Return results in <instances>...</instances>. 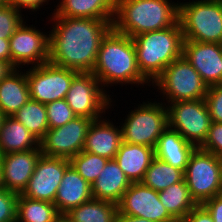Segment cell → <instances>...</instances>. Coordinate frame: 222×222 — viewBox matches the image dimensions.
<instances>
[{
    "label": "cell",
    "instance_id": "6da1fadb",
    "mask_svg": "<svg viewBox=\"0 0 222 222\" xmlns=\"http://www.w3.org/2000/svg\"><path fill=\"white\" fill-rule=\"evenodd\" d=\"M52 15L49 62L81 73H92L101 42L113 28L114 20Z\"/></svg>",
    "mask_w": 222,
    "mask_h": 222
},
{
    "label": "cell",
    "instance_id": "7a4b0ae2",
    "mask_svg": "<svg viewBox=\"0 0 222 222\" xmlns=\"http://www.w3.org/2000/svg\"><path fill=\"white\" fill-rule=\"evenodd\" d=\"M92 73L104 90L113 84L151 85L138 68L133 39L114 28L101 42Z\"/></svg>",
    "mask_w": 222,
    "mask_h": 222
},
{
    "label": "cell",
    "instance_id": "3957f363",
    "mask_svg": "<svg viewBox=\"0 0 222 222\" xmlns=\"http://www.w3.org/2000/svg\"><path fill=\"white\" fill-rule=\"evenodd\" d=\"M169 0H116L113 28L131 38L174 26L179 4Z\"/></svg>",
    "mask_w": 222,
    "mask_h": 222
},
{
    "label": "cell",
    "instance_id": "277c9868",
    "mask_svg": "<svg viewBox=\"0 0 222 222\" xmlns=\"http://www.w3.org/2000/svg\"><path fill=\"white\" fill-rule=\"evenodd\" d=\"M132 39L138 68L151 84L170 63L183 56L184 36L179 21L172 27L145 32Z\"/></svg>",
    "mask_w": 222,
    "mask_h": 222
},
{
    "label": "cell",
    "instance_id": "5b68a950",
    "mask_svg": "<svg viewBox=\"0 0 222 222\" xmlns=\"http://www.w3.org/2000/svg\"><path fill=\"white\" fill-rule=\"evenodd\" d=\"M184 40L222 44V4L219 0L179 2Z\"/></svg>",
    "mask_w": 222,
    "mask_h": 222
},
{
    "label": "cell",
    "instance_id": "8992f818",
    "mask_svg": "<svg viewBox=\"0 0 222 222\" xmlns=\"http://www.w3.org/2000/svg\"><path fill=\"white\" fill-rule=\"evenodd\" d=\"M152 86L157 87L167 103L205 99L208 90L199 73L184 56L170 63Z\"/></svg>",
    "mask_w": 222,
    "mask_h": 222
},
{
    "label": "cell",
    "instance_id": "52a82bcc",
    "mask_svg": "<svg viewBox=\"0 0 222 222\" xmlns=\"http://www.w3.org/2000/svg\"><path fill=\"white\" fill-rule=\"evenodd\" d=\"M142 103L131 109L121 123L122 141L155 148L158 138L168 127L166 103L155 100Z\"/></svg>",
    "mask_w": 222,
    "mask_h": 222
},
{
    "label": "cell",
    "instance_id": "ba28073f",
    "mask_svg": "<svg viewBox=\"0 0 222 222\" xmlns=\"http://www.w3.org/2000/svg\"><path fill=\"white\" fill-rule=\"evenodd\" d=\"M184 180L198 205L222 194V158L195 148L184 171Z\"/></svg>",
    "mask_w": 222,
    "mask_h": 222
},
{
    "label": "cell",
    "instance_id": "9c48e42d",
    "mask_svg": "<svg viewBox=\"0 0 222 222\" xmlns=\"http://www.w3.org/2000/svg\"><path fill=\"white\" fill-rule=\"evenodd\" d=\"M167 104L168 127L178 131L196 148L200 147L207 137L212 122L205 99Z\"/></svg>",
    "mask_w": 222,
    "mask_h": 222
},
{
    "label": "cell",
    "instance_id": "30bf717a",
    "mask_svg": "<svg viewBox=\"0 0 222 222\" xmlns=\"http://www.w3.org/2000/svg\"><path fill=\"white\" fill-rule=\"evenodd\" d=\"M102 88L100 81L93 73L79 72L72 80L66 95V102L76 116L92 120L103 118L109 107H112L111 96Z\"/></svg>",
    "mask_w": 222,
    "mask_h": 222
},
{
    "label": "cell",
    "instance_id": "8fae6325",
    "mask_svg": "<svg viewBox=\"0 0 222 222\" xmlns=\"http://www.w3.org/2000/svg\"><path fill=\"white\" fill-rule=\"evenodd\" d=\"M78 71L60 67L49 61L38 66H31L26 71L30 99L47 104L65 99L73 78Z\"/></svg>",
    "mask_w": 222,
    "mask_h": 222
},
{
    "label": "cell",
    "instance_id": "7c38bea8",
    "mask_svg": "<svg viewBox=\"0 0 222 222\" xmlns=\"http://www.w3.org/2000/svg\"><path fill=\"white\" fill-rule=\"evenodd\" d=\"M92 121L87 117L77 116L61 127L49 128L40 140L42 154L70 160L83 151L85 137Z\"/></svg>",
    "mask_w": 222,
    "mask_h": 222
},
{
    "label": "cell",
    "instance_id": "4fadbf2b",
    "mask_svg": "<svg viewBox=\"0 0 222 222\" xmlns=\"http://www.w3.org/2000/svg\"><path fill=\"white\" fill-rule=\"evenodd\" d=\"M9 47L11 64L15 68L38 66L49 61V34L33 25L28 26L26 21L10 37Z\"/></svg>",
    "mask_w": 222,
    "mask_h": 222
},
{
    "label": "cell",
    "instance_id": "5bb4252c",
    "mask_svg": "<svg viewBox=\"0 0 222 222\" xmlns=\"http://www.w3.org/2000/svg\"><path fill=\"white\" fill-rule=\"evenodd\" d=\"M117 207L119 214L155 222H177L161 203L158 192L142 182L131 183Z\"/></svg>",
    "mask_w": 222,
    "mask_h": 222
},
{
    "label": "cell",
    "instance_id": "9a60e30c",
    "mask_svg": "<svg viewBox=\"0 0 222 222\" xmlns=\"http://www.w3.org/2000/svg\"><path fill=\"white\" fill-rule=\"evenodd\" d=\"M70 165L69 159L41 154L22 195L30 199L54 203L65 170Z\"/></svg>",
    "mask_w": 222,
    "mask_h": 222
},
{
    "label": "cell",
    "instance_id": "2e32d148",
    "mask_svg": "<svg viewBox=\"0 0 222 222\" xmlns=\"http://www.w3.org/2000/svg\"><path fill=\"white\" fill-rule=\"evenodd\" d=\"M183 56L208 87L222 85V44L184 40Z\"/></svg>",
    "mask_w": 222,
    "mask_h": 222
},
{
    "label": "cell",
    "instance_id": "e0dca14e",
    "mask_svg": "<svg viewBox=\"0 0 222 222\" xmlns=\"http://www.w3.org/2000/svg\"><path fill=\"white\" fill-rule=\"evenodd\" d=\"M41 154V148L38 147L32 150L0 155L8 191L22 194L34 173L36 163Z\"/></svg>",
    "mask_w": 222,
    "mask_h": 222
},
{
    "label": "cell",
    "instance_id": "ac0fdd59",
    "mask_svg": "<svg viewBox=\"0 0 222 222\" xmlns=\"http://www.w3.org/2000/svg\"><path fill=\"white\" fill-rule=\"evenodd\" d=\"M106 117L92 121L85 137L83 151L112 160L122 143V130L120 125L116 127L108 118L107 121Z\"/></svg>",
    "mask_w": 222,
    "mask_h": 222
},
{
    "label": "cell",
    "instance_id": "d6986e66",
    "mask_svg": "<svg viewBox=\"0 0 222 222\" xmlns=\"http://www.w3.org/2000/svg\"><path fill=\"white\" fill-rule=\"evenodd\" d=\"M93 199L91 185L70 165L64 173L54 204L61 215Z\"/></svg>",
    "mask_w": 222,
    "mask_h": 222
},
{
    "label": "cell",
    "instance_id": "ffe728a7",
    "mask_svg": "<svg viewBox=\"0 0 222 222\" xmlns=\"http://www.w3.org/2000/svg\"><path fill=\"white\" fill-rule=\"evenodd\" d=\"M131 182L123 173L115 159L108 160L91 185L93 199L118 204Z\"/></svg>",
    "mask_w": 222,
    "mask_h": 222
},
{
    "label": "cell",
    "instance_id": "44dd1931",
    "mask_svg": "<svg viewBox=\"0 0 222 222\" xmlns=\"http://www.w3.org/2000/svg\"><path fill=\"white\" fill-rule=\"evenodd\" d=\"M154 157V148L122 141L114 159L126 177L133 183L143 180Z\"/></svg>",
    "mask_w": 222,
    "mask_h": 222
},
{
    "label": "cell",
    "instance_id": "7402d4cb",
    "mask_svg": "<svg viewBox=\"0 0 222 222\" xmlns=\"http://www.w3.org/2000/svg\"><path fill=\"white\" fill-rule=\"evenodd\" d=\"M52 14L60 17L114 20L116 0H59ZM60 3V4H59Z\"/></svg>",
    "mask_w": 222,
    "mask_h": 222
},
{
    "label": "cell",
    "instance_id": "603a6c76",
    "mask_svg": "<svg viewBox=\"0 0 222 222\" xmlns=\"http://www.w3.org/2000/svg\"><path fill=\"white\" fill-rule=\"evenodd\" d=\"M195 148L178 131L167 127L158 138L154 152L155 157L184 172Z\"/></svg>",
    "mask_w": 222,
    "mask_h": 222
},
{
    "label": "cell",
    "instance_id": "cb8c5ba5",
    "mask_svg": "<svg viewBox=\"0 0 222 222\" xmlns=\"http://www.w3.org/2000/svg\"><path fill=\"white\" fill-rule=\"evenodd\" d=\"M16 68L0 81V110L13 116L30 99L26 69Z\"/></svg>",
    "mask_w": 222,
    "mask_h": 222
},
{
    "label": "cell",
    "instance_id": "d4e9b609",
    "mask_svg": "<svg viewBox=\"0 0 222 222\" xmlns=\"http://www.w3.org/2000/svg\"><path fill=\"white\" fill-rule=\"evenodd\" d=\"M40 147V141L13 116H6L0 129V155Z\"/></svg>",
    "mask_w": 222,
    "mask_h": 222
},
{
    "label": "cell",
    "instance_id": "484cf974",
    "mask_svg": "<svg viewBox=\"0 0 222 222\" xmlns=\"http://www.w3.org/2000/svg\"><path fill=\"white\" fill-rule=\"evenodd\" d=\"M159 198L168 213L178 222L198 204L191 197L185 180L158 192Z\"/></svg>",
    "mask_w": 222,
    "mask_h": 222
},
{
    "label": "cell",
    "instance_id": "4316f807",
    "mask_svg": "<svg viewBox=\"0 0 222 222\" xmlns=\"http://www.w3.org/2000/svg\"><path fill=\"white\" fill-rule=\"evenodd\" d=\"M60 216L54 203L18 195L16 222H56Z\"/></svg>",
    "mask_w": 222,
    "mask_h": 222
},
{
    "label": "cell",
    "instance_id": "83f0119b",
    "mask_svg": "<svg viewBox=\"0 0 222 222\" xmlns=\"http://www.w3.org/2000/svg\"><path fill=\"white\" fill-rule=\"evenodd\" d=\"M117 213V204L91 199L78 207L72 208L65 215L72 222H115Z\"/></svg>",
    "mask_w": 222,
    "mask_h": 222
},
{
    "label": "cell",
    "instance_id": "f1b7e54d",
    "mask_svg": "<svg viewBox=\"0 0 222 222\" xmlns=\"http://www.w3.org/2000/svg\"><path fill=\"white\" fill-rule=\"evenodd\" d=\"M183 179L184 172L182 170L154 157L141 182L159 192Z\"/></svg>",
    "mask_w": 222,
    "mask_h": 222
},
{
    "label": "cell",
    "instance_id": "f546056e",
    "mask_svg": "<svg viewBox=\"0 0 222 222\" xmlns=\"http://www.w3.org/2000/svg\"><path fill=\"white\" fill-rule=\"evenodd\" d=\"M13 117L40 141L49 129L45 104L29 99Z\"/></svg>",
    "mask_w": 222,
    "mask_h": 222
},
{
    "label": "cell",
    "instance_id": "4dcf8cb0",
    "mask_svg": "<svg viewBox=\"0 0 222 222\" xmlns=\"http://www.w3.org/2000/svg\"><path fill=\"white\" fill-rule=\"evenodd\" d=\"M108 159L86 151H81L70 159L74 169L92 185L101 170L105 167Z\"/></svg>",
    "mask_w": 222,
    "mask_h": 222
},
{
    "label": "cell",
    "instance_id": "1f68e13d",
    "mask_svg": "<svg viewBox=\"0 0 222 222\" xmlns=\"http://www.w3.org/2000/svg\"><path fill=\"white\" fill-rule=\"evenodd\" d=\"M50 129L61 127L74 119L76 114L70 108L66 99L55 100L45 105Z\"/></svg>",
    "mask_w": 222,
    "mask_h": 222
},
{
    "label": "cell",
    "instance_id": "d6a6232c",
    "mask_svg": "<svg viewBox=\"0 0 222 222\" xmlns=\"http://www.w3.org/2000/svg\"><path fill=\"white\" fill-rule=\"evenodd\" d=\"M21 11L9 4L0 6V38L10 39L24 19Z\"/></svg>",
    "mask_w": 222,
    "mask_h": 222
},
{
    "label": "cell",
    "instance_id": "836d02e7",
    "mask_svg": "<svg viewBox=\"0 0 222 222\" xmlns=\"http://www.w3.org/2000/svg\"><path fill=\"white\" fill-rule=\"evenodd\" d=\"M199 148L222 158V122H211L207 137Z\"/></svg>",
    "mask_w": 222,
    "mask_h": 222
},
{
    "label": "cell",
    "instance_id": "e575fe53",
    "mask_svg": "<svg viewBox=\"0 0 222 222\" xmlns=\"http://www.w3.org/2000/svg\"><path fill=\"white\" fill-rule=\"evenodd\" d=\"M205 101L212 122H222V85L208 87Z\"/></svg>",
    "mask_w": 222,
    "mask_h": 222
},
{
    "label": "cell",
    "instance_id": "d590c367",
    "mask_svg": "<svg viewBox=\"0 0 222 222\" xmlns=\"http://www.w3.org/2000/svg\"><path fill=\"white\" fill-rule=\"evenodd\" d=\"M17 193L0 191V222H16Z\"/></svg>",
    "mask_w": 222,
    "mask_h": 222
},
{
    "label": "cell",
    "instance_id": "8d00e7d4",
    "mask_svg": "<svg viewBox=\"0 0 222 222\" xmlns=\"http://www.w3.org/2000/svg\"><path fill=\"white\" fill-rule=\"evenodd\" d=\"M201 205L209 212L214 222H222V194L206 200Z\"/></svg>",
    "mask_w": 222,
    "mask_h": 222
},
{
    "label": "cell",
    "instance_id": "74e56055",
    "mask_svg": "<svg viewBox=\"0 0 222 222\" xmlns=\"http://www.w3.org/2000/svg\"><path fill=\"white\" fill-rule=\"evenodd\" d=\"M178 222H214L209 212L202 206L197 205L188 215Z\"/></svg>",
    "mask_w": 222,
    "mask_h": 222
},
{
    "label": "cell",
    "instance_id": "f35d334b",
    "mask_svg": "<svg viewBox=\"0 0 222 222\" xmlns=\"http://www.w3.org/2000/svg\"><path fill=\"white\" fill-rule=\"evenodd\" d=\"M48 1L49 0H7V4L19 11H23L24 8L25 10L29 9L36 12L38 9H41L40 7H42V5L46 4L45 2L49 3Z\"/></svg>",
    "mask_w": 222,
    "mask_h": 222
},
{
    "label": "cell",
    "instance_id": "ab89813d",
    "mask_svg": "<svg viewBox=\"0 0 222 222\" xmlns=\"http://www.w3.org/2000/svg\"><path fill=\"white\" fill-rule=\"evenodd\" d=\"M0 60L11 63L9 39L0 38Z\"/></svg>",
    "mask_w": 222,
    "mask_h": 222
},
{
    "label": "cell",
    "instance_id": "60d3db41",
    "mask_svg": "<svg viewBox=\"0 0 222 222\" xmlns=\"http://www.w3.org/2000/svg\"><path fill=\"white\" fill-rule=\"evenodd\" d=\"M16 68L8 61L0 60V81L7 77Z\"/></svg>",
    "mask_w": 222,
    "mask_h": 222
},
{
    "label": "cell",
    "instance_id": "b9f144b4",
    "mask_svg": "<svg viewBox=\"0 0 222 222\" xmlns=\"http://www.w3.org/2000/svg\"><path fill=\"white\" fill-rule=\"evenodd\" d=\"M115 222H155V221L117 213Z\"/></svg>",
    "mask_w": 222,
    "mask_h": 222
},
{
    "label": "cell",
    "instance_id": "7bdbcfd3",
    "mask_svg": "<svg viewBox=\"0 0 222 222\" xmlns=\"http://www.w3.org/2000/svg\"><path fill=\"white\" fill-rule=\"evenodd\" d=\"M7 190L8 189L6 188L4 172L0 162V191H7Z\"/></svg>",
    "mask_w": 222,
    "mask_h": 222
},
{
    "label": "cell",
    "instance_id": "ee69618b",
    "mask_svg": "<svg viewBox=\"0 0 222 222\" xmlns=\"http://www.w3.org/2000/svg\"><path fill=\"white\" fill-rule=\"evenodd\" d=\"M56 222H72L66 215H61Z\"/></svg>",
    "mask_w": 222,
    "mask_h": 222
},
{
    "label": "cell",
    "instance_id": "f6af8a7d",
    "mask_svg": "<svg viewBox=\"0 0 222 222\" xmlns=\"http://www.w3.org/2000/svg\"><path fill=\"white\" fill-rule=\"evenodd\" d=\"M5 117H6L5 114L0 110V129L2 127V123H3Z\"/></svg>",
    "mask_w": 222,
    "mask_h": 222
},
{
    "label": "cell",
    "instance_id": "bcb514c9",
    "mask_svg": "<svg viewBox=\"0 0 222 222\" xmlns=\"http://www.w3.org/2000/svg\"><path fill=\"white\" fill-rule=\"evenodd\" d=\"M7 3V0H0V6H3Z\"/></svg>",
    "mask_w": 222,
    "mask_h": 222
}]
</instances>
